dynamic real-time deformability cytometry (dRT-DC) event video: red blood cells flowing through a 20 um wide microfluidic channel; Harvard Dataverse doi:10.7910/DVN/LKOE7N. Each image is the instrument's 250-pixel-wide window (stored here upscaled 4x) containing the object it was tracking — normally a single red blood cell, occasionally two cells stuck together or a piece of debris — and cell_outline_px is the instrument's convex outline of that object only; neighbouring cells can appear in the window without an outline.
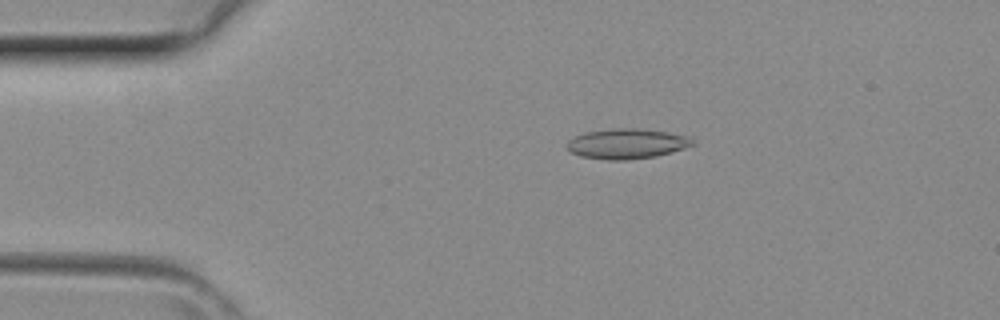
{"species": "common noctule bat (a hibernating species)", "species_latin": "Nyctalus noctula", "temperature_condition": "room temperature", "stored_images_in_passage": 38, "camera_frame_rate_fps": 3000, "um_per_image_px": 0.085, "animal": {"sex": "female", "body_mass_g": 29.2, "forearm_length_mm": 56.3}, "frame": {"image": 1, "passage_image": 7, "time_ms": 2.0, "image_size_px": [1000, 320], "cell_outline_px": [[696, 144], [672, 152], [656, 156], [628, 160], [608, 160], [580, 156], [572, 152], [564, 144], [568, 140], [584, 132], [612, 128], [636, 128], [668, 132], [692, 136]], "centroid_in_image_um": [53.31, 12.21], "position_along_channel_um": 31.7, "area_um2": 22.31}}
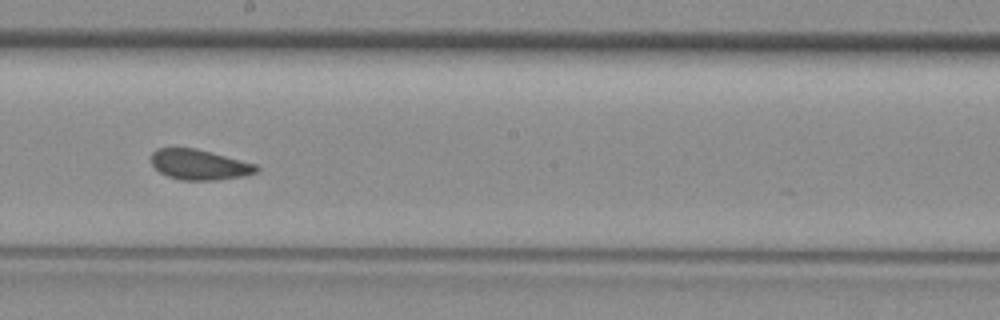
{"frame": {"image": 2, "passage_image": 21, "time_ms": 6.667, "image_size_px": [1000, 320], "cell_outline_px": [[260, 168], [256, 172], [244, 176], [216, 180], [180, 180], [168, 176], [160, 172], [152, 164], [152, 152], [156, 148], [196, 148], [256, 164]], "centroid_in_image_um": [16.95, 13.99], "position_along_channel_um": 231.3, "area_um2": 18.5}}
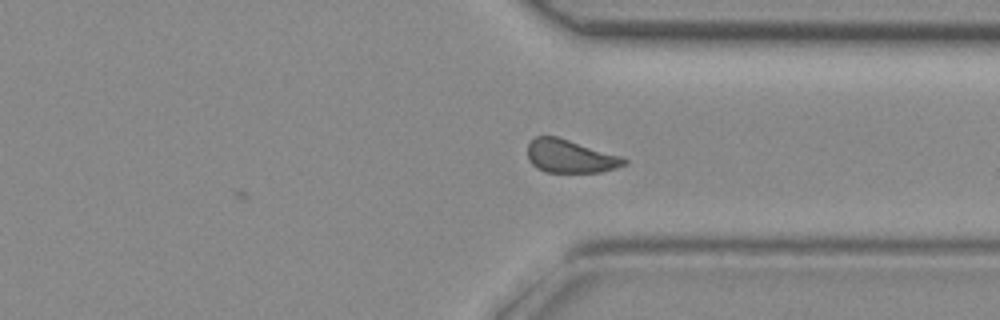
{"frame": {"image": 3, "passage_image": 29, "time_ms": 9.333, "image_size_px": [1000, 320], "cell_outline_px": [[628, 164], [616, 168], [600, 172], [544, 172], [536, 168], [528, 160], [528, 144], [536, 136], [556, 136], [624, 156], [628, 160]], "centroid_in_image_um": [48.51, 13.29], "position_along_channel_um": 362.9, "area_um2": 18.9}}